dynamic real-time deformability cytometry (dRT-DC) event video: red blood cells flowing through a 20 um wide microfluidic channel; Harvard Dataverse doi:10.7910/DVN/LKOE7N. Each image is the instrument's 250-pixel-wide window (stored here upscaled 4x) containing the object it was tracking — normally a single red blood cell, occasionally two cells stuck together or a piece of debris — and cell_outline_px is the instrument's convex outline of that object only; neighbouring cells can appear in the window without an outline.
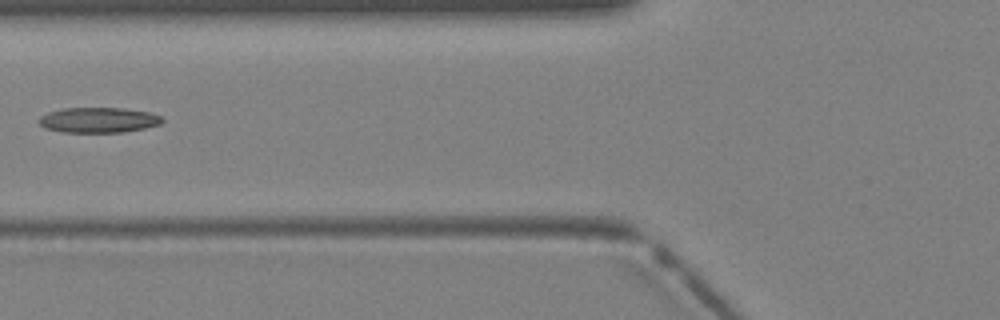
{"species": "Egyptian fruit bat (a non-hibernating species)", "species_latin": "Rousettus aegyptiacus", "temperature_condition": "warm", "stored_images_in_passage": 2, "camera_frame_rate_fps": 3000, "um_per_image_px": 0.085, "animal": {"sex": "female"}, "frame": {"image": 1, "passage_image": 2, "time_ms": 0.333, "image_size_px": [1000, 320], "cell_outline_px": [[164, 120], [160, 124], [144, 128], [124, 132], [60, 132], [44, 128], [40, 124], [40, 116], [48, 112], [64, 108], [124, 108], [148, 112], [160, 116]], "centroid_in_image_um": [8.36, 10.2], "position_along_channel_um": 117.4, "area_um2": 18.09}}